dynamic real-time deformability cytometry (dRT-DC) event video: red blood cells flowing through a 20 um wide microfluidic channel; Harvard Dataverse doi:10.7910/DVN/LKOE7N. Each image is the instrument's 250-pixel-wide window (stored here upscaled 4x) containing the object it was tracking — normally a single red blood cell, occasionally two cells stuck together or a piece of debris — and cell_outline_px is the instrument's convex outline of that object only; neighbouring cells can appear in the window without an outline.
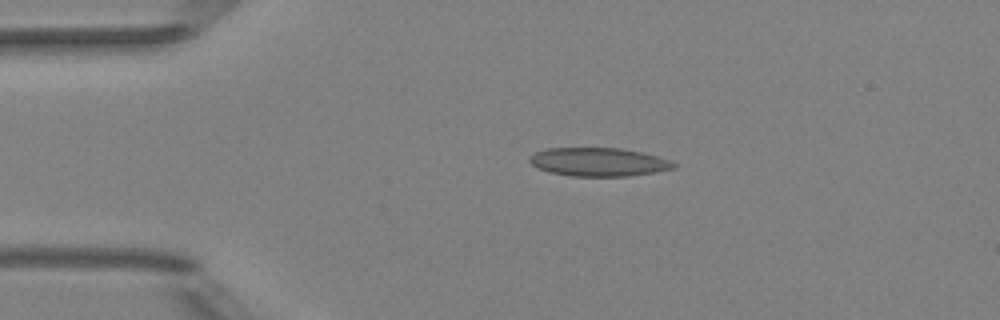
{"species": "Egyptian fruit bat (a non-hibernating species)", "species_latin": "Rousettus aegyptiacus", "temperature_condition": "room temperature", "stored_images_in_passage": 3, "camera_frame_rate_fps": 3000, "um_per_image_px": 0.085, "animal": {"sex": "female"}, "frame": {"image": 1, "passage_image": 2, "time_ms": 2.0, "image_size_px": [1000, 320], "cell_outline_px": [[676, 168], [656, 172], [628, 176], [572, 176], [552, 172], [540, 168], [532, 164], [528, 160], [528, 156], [544, 148], [620, 148], [644, 152], [660, 156], [676, 164]], "centroid_in_image_um": [50.91, 13.76], "position_along_channel_um": 34.1, "area_um2": 23.99}}